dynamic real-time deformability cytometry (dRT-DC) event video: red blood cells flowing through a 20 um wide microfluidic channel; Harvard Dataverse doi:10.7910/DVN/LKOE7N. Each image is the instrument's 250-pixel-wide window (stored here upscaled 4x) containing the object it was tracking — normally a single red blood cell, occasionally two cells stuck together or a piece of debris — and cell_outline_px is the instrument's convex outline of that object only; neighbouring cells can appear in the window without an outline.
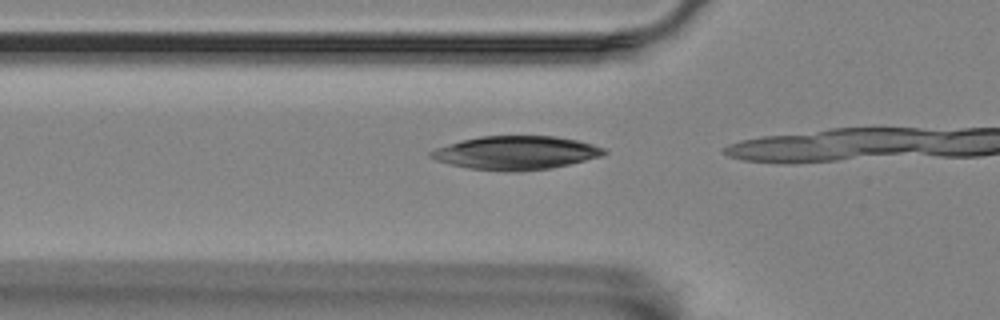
{"species": "Egyptian fruit bat (a non-hibernating species)", "species_latin": "Rousettus aegyptiacus", "temperature_condition": "room temperature", "stored_images_in_passage": 17, "camera_frame_rate_fps": 3000, "um_per_image_px": 0.085, "animal": {"sex": "female"}, "frame": {"image": 1, "passage_image": 14, "time_ms": 4.333, "image_size_px": [1000, 320], "cell_outline_px": [[608, 152], [600, 156], [552, 168], [468, 168], [448, 164], [436, 160], [428, 156], [428, 152], [436, 148], [448, 144], [480, 136], [556, 136], [576, 140], [592, 144], [604, 148]], "centroid_in_image_um": [43.83, 12.94], "position_along_channel_um": 82.0, "area_um2": 32.48}}